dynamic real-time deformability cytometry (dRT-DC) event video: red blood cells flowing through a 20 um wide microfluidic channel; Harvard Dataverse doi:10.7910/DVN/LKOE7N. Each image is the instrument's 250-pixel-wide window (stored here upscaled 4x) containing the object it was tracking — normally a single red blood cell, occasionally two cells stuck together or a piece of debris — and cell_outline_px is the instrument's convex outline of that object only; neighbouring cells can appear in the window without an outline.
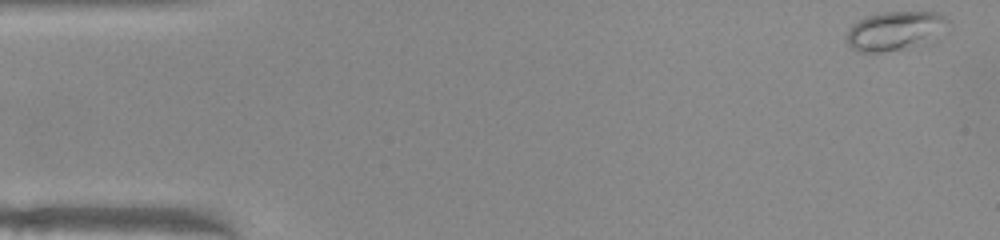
{"species": "common noctule bat (a hibernating species)", "species_latin": "Nyctalus noctula", "temperature_condition": "warm", "stored_images_in_passage": 50, "camera_frame_rate_fps": 3000, "um_per_image_px": 0.085, "animal": {"sex": "female", "body_mass_g": 22.0, "forearm_length_mm": 56.7}, "frame": {"image": 1, "passage_image": 1, "time_ms": 0.0, "image_size_px": [1000, 240], "cell_outline_px": [[952, 20], [940, 40], [936, 44], [928, 48], [880, 52], [864, 52], [852, 48], [844, 40], [848, 28], [852, 24], [868, 16], [880, 12], [940, 12]], "centroid_in_image_um": [76.26, 2.67], "position_along_channel_um": 8.7, "area_um2": 24.85}}
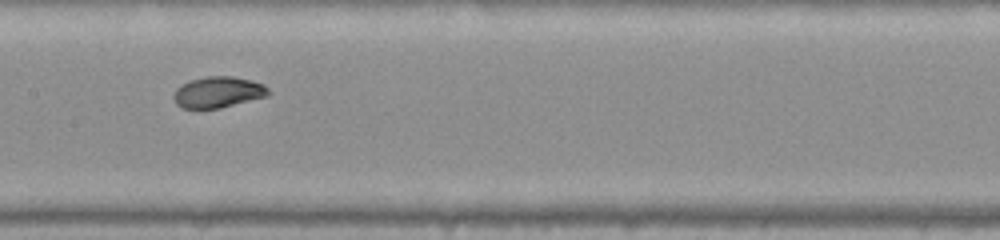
{"frame": {"image": 2, "passage_image": 24, "time_ms": 7.667, "image_size_px": [1000, 240], "cell_outline_px": [[268, 96], [220, 108], [184, 108], [176, 104], [172, 96], [176, 88], [188, 80], [208, 76], [232, 76], [252, 80], [264, 84], [268, 88]], "centroid_in_image_um": [18.52, 7.82], "position_along_channel_um": 188.9, "area_um2": 17.22}}
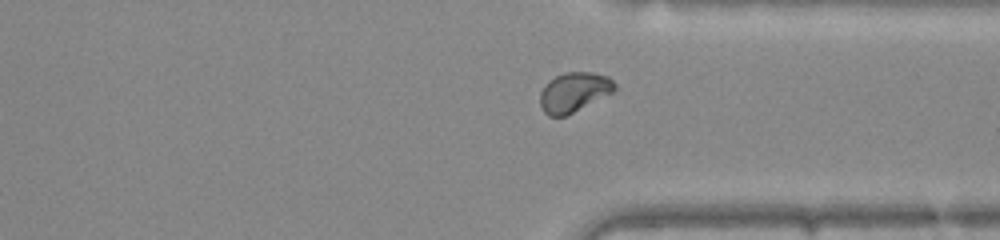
{"frame": {"image": 3, "passage_image": 37, "time_ms": 12.0, "image_size_px": [1000, 240], "cell_outline_px": [[616, 88], [612, 92], [564, 116], [548, 116], [544, 112], [540, 104], [540, 92], [544, 84], [548, 80], [564, 72], [592, 72], [608, 76], [616, 84]], "centroid_in_image_um": [48.75, 7.81], "position_along_channel_um": 362.6, "area_um2": 17.05}, "authors_computed_cell_mechanics": {"area_um2": 17.5712, "velocity_mm_per_s": 4.0082, "shape_relaxation_time_tau1_ms": 5.1481, "shape_relaxation_time_tau2_ms": 0.74, "deformation_change_tau1": 0.1653, "deformation_change_tau2": 0.0438}}